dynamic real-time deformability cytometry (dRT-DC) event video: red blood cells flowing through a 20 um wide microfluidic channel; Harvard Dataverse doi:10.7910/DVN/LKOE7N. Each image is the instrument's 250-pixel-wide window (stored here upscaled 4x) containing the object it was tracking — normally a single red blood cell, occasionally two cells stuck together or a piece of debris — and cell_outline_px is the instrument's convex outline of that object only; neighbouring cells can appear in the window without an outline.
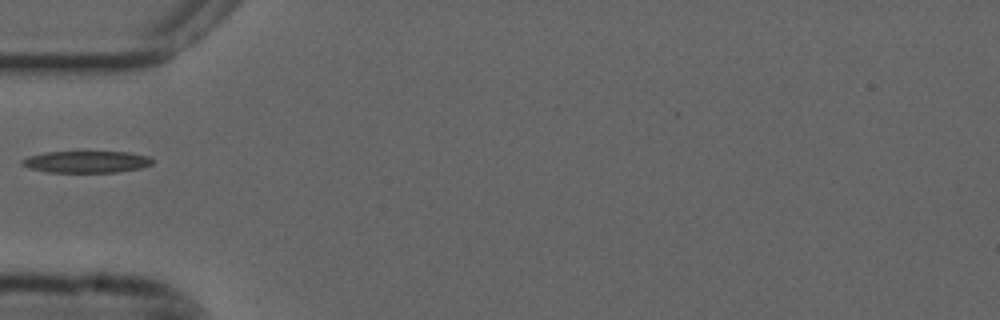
{"species": "common noctule bat (a hibernating species)", "species_latin": "Nyctalus noctula", "temperature_condition": "cold", "stored_images_in_passage": 39, "camera_frame_rate_fps": 3000, "um_per_image_px": 0.085, "animal": {"sex": "male", "forearm_length_mm": 52.5}, "frame": {"image": 1, "passage_image": 1, "time_ms": 0.0, "image_size_px": [1000, 320], "cell_outline_px": [[152, 164], [140, 168], [116, 172], [48, 172], [28, 168], [20, 164], [20, 160], [28, 156], [44, 152], [132, 152], [148, 156], [152, 160]], "centroid_in_image_um": [7.3, 13.75], "position_along_channel_um": 77.7, "area_um2": 16.59}}
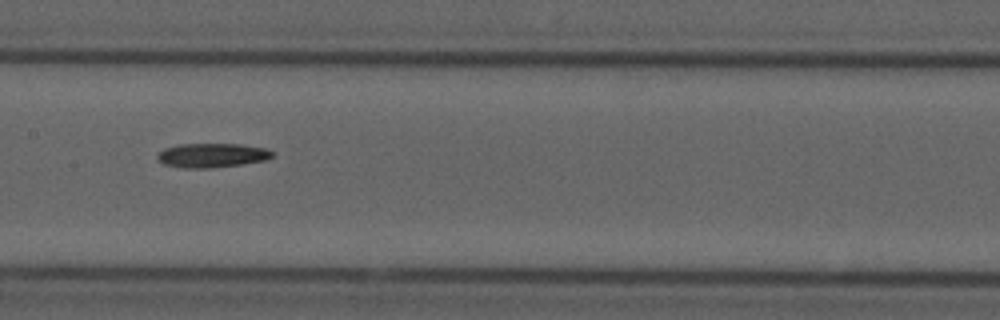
{"frame": {"image": 2, "passage_image": 10, "time_ms": 3.0, "image_size_px": [1000, 320], "cell_outline_px": [[272, 156], [264, 160], [240, 164], [212, 168], [184, 168], [164, 164], [156, 156], [164, 148], [180, 144], [240, 144], [268, 148], [272, 152]], "centroid_in_image_um": [18.01, 13.19], "position_along_channel_um": 189.4, "area_um2": 16.07}}
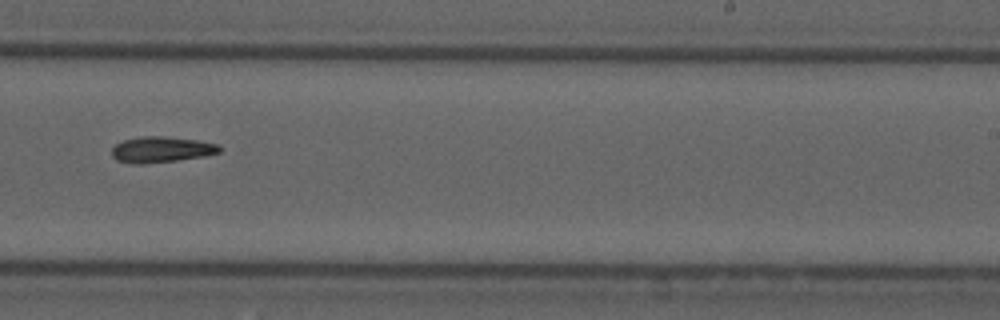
{"frame": {"image": 3, "passage_image": 17, "time_ms": 5.333, "image_size_px": [1000, 320], "cell_outline_px": [[220, 152], [208, 156], [144, 164], [132, 164], [116, 160], [112, 156], [112, 148], [116, 144], [124, 140], [140, 136], [160, 136], [196, 140], [220, 144]], "centroid_in_image_um": [13.72, 12.72], "position_along_channel_um": 275.3, "area_um2": 16.3}}